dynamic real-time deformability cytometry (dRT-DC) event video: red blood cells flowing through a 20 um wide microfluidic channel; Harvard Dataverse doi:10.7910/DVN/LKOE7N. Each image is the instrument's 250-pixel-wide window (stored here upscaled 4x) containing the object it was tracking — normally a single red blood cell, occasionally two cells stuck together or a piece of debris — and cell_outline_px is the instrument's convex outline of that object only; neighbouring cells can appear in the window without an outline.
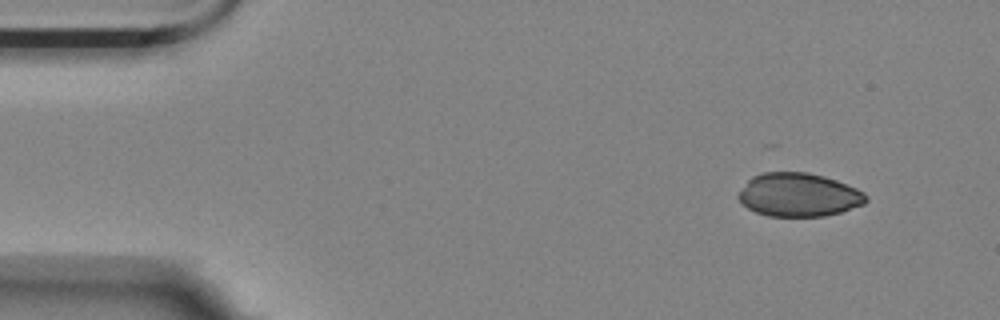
{"species": "Egyptian fruit bat (a non-hibernating species)", "species_latin": "Rousettus aegyptiacus", "temperature_condition": "room temperature", "stored_images_in_passage": 3, "segment_of_instrument_passage": [2, 2], "camera_frame_rate_fps": 3000, "um_per_image_px": 0.085, "animal": {"sex": "female"}, "frame": {"image": 1, "passage_image": 3, "time_ms": 3.333, "image_size_px": [1000, 320], "cell_outline_px": [[868, 200], [864, 204], [840, 212], [824, 216], [768, 216], [756, 212], [740, 204], [736, 196], [748, 180], [752, 176], [764, 172], [808, 172], [824, 176], [836, 180], [856, 188], [864, 192], [868, 196]], "centroid_in_image_um": [67.87, 16.56], "position_along_channel_um": 17.1, "area_um2": 32.48}}